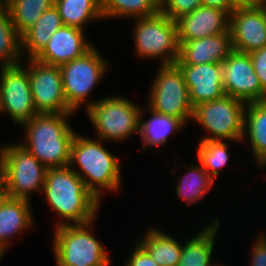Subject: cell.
Returning a JSON list of instances; mask_svg holds the SVG:
<instances>
[{"label":"cell","mask_w":266,"mask_h":266,"mask_svg":"<svg viewBox=\"0 0 266 266\" xmlns=\"http://www.w3.org/2000/svg\"><path fill=\"white\" fill-rule=\"evenodd\" d=\"M41 194L42 201L45 199L50 212L57 216L53 228L96 220L103 205L69 166L46 169Z\"/></svg>","instance_id":"1"},{"label":"cell","mask_w":266,"mask_h":266,"mask_svg":"<svg viewBox=\"0 0 266 266\" xmlns=\"http://www.w3.org/2000/svg\"><path fill=\"white\" fill-rule=\"evenodd\" d=\"M105 141L80 134L71 144L69 167L101 202L107 192L118 194L122 184V160L108 149Z\"/></svg>","instance_id":"2"},{"label":"cell","mask_w":266,"mask_h":266,"mask_svg":"<svg viewBox=\"0 0 266 266\" xmlns=\"http://www.w3.org/2000/svg\"><path fill=\"white\" fill-rule=\"evenodd\" d=\"M72 117L75 113H38L20 126L23 137L17 142L47 169L69 166L77 132L70 123Z\"/></svg>","instance_id":"3"},{"label":"cell","mask_w":266,"mask_h":266,"mask_svg":"<svg viewBox=\"0 0 266 266\" xmlns=\"http://www.w3.org/2000/svg\"><path fill=\"white\" fill-rule=\"evenodd\" d=\"M95 221L53 228L50 244L55 266H112L108 247L96 236Z\"/></svg>","instance_id":"4"},{"label":"cell","mask_w":266,"mask_h":266,"mask_svg":"<svg viewBox=\"0 0 266 266\" xmlns=\"http://www.w3.org/2000/svg\"><path fill=\"white\" fill-rule=\"evenodd\" d=\"M115 94V95H114ZM102 96L84 113L94 127L93 137L109 143L130 141L134 135L139 136L140 105L128 97L114 93Z\"/></svg>","instance_id":"5"},{"label":"cell","mask_w":266,"mask_h":266,"mask_svg":"<svg viewBox=\"0 0 266 266\" xmlns=\"http://www.w3.org/2000/svg\"><path fill=\"white\" fill-rule=\"evenodd\" d=\"M130 22L133 52L138 60H157L158 65L175 64L180 48L176 21L159 11Z\"/></svg>","instance_id":"6"},{"label":"cell","mask_w":266,"mask_h":266,"mask_svg":"<svg viewBox=\"0 0 266 266\" xmlns=\"http://www.w3.org/2000/svg\"><path fill=\"white\" fill-rule=\"evenodd\" d=\"M98 49L94 46L84 56L59 66L68 107L76 115L79 109L84 108L86 112L98 100L91 99L90 95L111 69L112 62L109 64L108 58Z\"/></svg>","instance_id":"7"},{"label":"cell","mask_w":266,"mask_h":266,"mask_svg":"<svg viewBox=\"0 0 266 266\" xmlns=\"http://www.w3.org/2000/svg\"><path fill=\"white\" fill-rule=\"evenodd\" d=\"M0 162L6 196L32 201V195H41L47 168L16 140L0 143Z\"/></svg>","instance_id":"8"},{"label":"cell","mask_w":266,"mask_h":266,"mask_svg":"<svg viewBox=\"0 0 266 266\" xmlns=\"http://www.w3.org/2000/svg\"><path fill=\"white\" fill-rule=\"evenodd\" d=\"M148 88L147 107L152 111L176 117L187 127L192 122L194 108L183 73L176 64L158 65Z\"/></svg>","instance_id":"9"},{"label":"cell","mask_w":266,"mask_h":266,"mask_svg":"<svg viewBox=\"0 0 266 266\" xmlns=\"http://www.w3.org/2000/svg\"><path fill=\"white\" fill-rule=\"evenodd\" d=\"M245 107L246 103L229 95L196 106L192 123L205 131L199 141L242 142Z\"/></svg>","instance_id":"10"},{"label":"cell","mask_w":266,"mask_h":266,"mask_svg":"<svg viewBox=\"0 0 266 266\" xmlns=\"http://www.w3.org/2000/svg\"><path fill=\"white\" fill-rule=\"evenodd\" d=\"M4 114L17 128L38 114L23 63L0 67V116Z\"/></svg>","instance_id":"11"},{"label":"cell","mask_w":266,"mask_h":266,"mask_svg":"<svg viewBox=\"0 0 266 266\" xmlns=\"http://www.w3.org/2000/svg\"><path fill=\"white\" fill-rule=\"evenodd\" d=\"M22 63L29 73L32 98L38 113H74L64 95L59 66L44 64L36 59H23Z\"/></svg>","instance_id":"12"},{"label":"cell","mask_w":266,"mask_h":266,"mask_svg":"<svg viewBox=\"0 0 266 266\" xmlns=\"http://www.w3.org/2000/svg\"><path fill=\"white\" fill-rule=\"evenodd\" d=\"M223 88L226 95L244 103L266 101L249 53L233 50L221 63Z\"/></svg>","instance_id":"13"},{"label":"cell","mask_w":266,"mask_h":266,"mask_svg":"<svg viewBox=\"0 0 266 266\" xmlns=\"http://www.w3.org/2000/svg\"><path fill=\"white\" fill-rule=\"evenodd\" d=\"M229 32L235 51L250 54L266 47L265 6L236 8L229 15Z\"/></svg>","instance_id":"14"},{"label":"cell","mask_w":266,"mask_h":266,"mask_svg":"<svg viewBox=\"0 0 266 266\" xmlns=\"http://www.w3.org/2000/svg\"><path fill=\"white\" fill-rule=\"evenodd\" d=\"M33 202L26 199L11 198L4 195L0 199V259L13 246L17 236L36 229ZM36 222V223H35ZM15 238V239H14Z\"/></svg>","instance_id":"15"},{"label":"cell","mask_w":266,"mask_h":266,"mask_svg":"<svg viewBox=\"0 0 266 266\" xmlns=\"http://www.w3.org/2000/svg\"><path fill=\"white\" fill-rule=\"evenodd\" d=\"M86 31L74 26L63 25L51 35L48 44L35 59L44 64L61 66L84 56L96 45L94 41L92 44L89 37L86 36L88 35Z\"/></svg>","instance_id":"16"},{"label":"cell","mask_w":266,"mask_h":266,"mask_svg":"<svg viewBox=\"0 0 266 266\" xmlns=\"http://www.w3.org/2000/svg\"><path fill=\"white\" fill-rule=\"evenodd\" d=\"M213 217H210L209 222L203 223V226L200 225L202 228L197 229L198 231L191 230V235L187 231V237L185 235L182 254L177 266L221 265L214 259V251L216 252L217 250L215 247L219 241L218 238H220L217 236L220 234L223 223H221L222 218L215 217L214 215Z\"/></svg>","instance_id":"17"},{"label":"cell","mask_w":266,"mask_h":266,"mask_svg":"<svg viewBox=\"0 0 266 266\" xmlns=\"http://www.w3.org/2000/svg\"><path fill=\"white\" fill-rule=\"evenodd\" d=\"M189 89V99L196 106L224 97L221 63L177 65Z\"/></svg>","instance_id":"18"},{"label":"cell","mask_w":266,"mask_h":266,"mask_svg":"<svg viewBox=\"0 0 266 266\" xmlns=\"http://www.w3.org/2000/svg\"><path fill=\"white\" fill-rule=\"evenodd\" d=\"M229 13L218 8L199 6L176 20L179 43L229 31Z\"/></svg>","instance_id":"19"},{"label":"cell","mask_w":266,"mask_h":266,"mask_svg":"<svg viewBox=\"0 0 266 266\" xmlns=\"http://www.w3.org/2000/svg\"><path fill=\"white\" fill-rule=\"evenodd\" d=\"M179 44V58L175 62L176 65L222 63L233 51L229 31Z\"/></svg>","instance_id":"20"},{"label":"cell","mask_w":266,"mask_h":266,"mask_svg":"<svg viewBox=\"0 0 266 266\" xmlns=\"http://www.w3.org/2000/svg\"><path fill=\"white\" fill-rule=\"evenodd\" d=\"M146 115L149 116L147 119H145ZM185 128L187 126L180 119L156 113L144 106L140 112L139 141L141 145L139 151L148 152L162 146L165 147L169 145L171 135L176 136V133H182Z\"/></svg>","instance_id":"21"},{"label":"cell","mask_w":266,"mask_h":266,"mask_svg":"<svg viewBox=\"0 0 266 266\" xmlns=\"http://www.w3.org/2000/svg\"><path fill=\"white\" fill-rule=\"evenodd\" d=\"M149 226V227H148ZM136 242L159 264V266H177L182 254L184 236L167 232L158 226L148 225ZM163 229V230H162ZM169 233V234H168ZM177 235V236H176ZM177 237H181L180 240Z\"/></svg>","instance_id":"22"},{"label":"cell","mask_w":266,"mask_h":266,"mask_svg":"<svg viewBox=\"0 0 266 266\" xmlns=\"http://www.w3.org/2000/svg\"><path fill=\"white\" fill-rule=\"evenodd\" d=\"M250 143L254 168L266 170V101L246 103L244 111L243 146Z\"/></svg>","instance_id":"23"},{"label":"cell","mask_w":266,"mask_h":266,"mask_svg":"<svg viewBox=\"0 0 266 266\" xmlns=\"http://www.w3.org/2000/svg\"><path fill=\"white\" fill-rule=\"evenodd\" d=\"M179 162L180 164L182 163V167L180 164L176 165L174 163L175 167L170 169L173 175L176 174V170L181 171L182 168H184L185 172H183V175L177 174L175 195H177L179 200L183 201L182 204L185 202L186 205L194 206L197 202L200 203L199 201L207 195L209 196V192L214 188L216 182L199 162L198 164L191 163L190 165H187L185 162Z\"/></svg>","instance_id":"24"},{"label":"cell","mask_w":266,"mask_h":266,"mask_svg":"<svg viewBox=\"0 0 266 266\" xmlns=\"http://www.w3.org/2000/svg\"><path fill=\"white\" fill-rule=\"evenodd\" d=\"M63 25L55 5L47 9L37 22L21 36L23 59H35L46 47L51 35Z\"/></svg>","instance_id":"25"},{"label":"cell","mask_w":266,"mask_h":266,"mask_svg":"<svg viewBox=\"0 0 266 266\" xmlns=\"http://www.w3.org/2000/svg\"><path fill=\"white\" fill-rule=\"evenodd\" d=\"M63 24L85 30L89 24L105 21L100 0H55Z\"/></svg>","instance_id":"26"},{"label":"cell","mask_w":266,"mask_h":266,"mask_svg":"<svg viewBox=\"0 0 266 266\" xmlns=\"http://www.w3.org/2000/svg\"><path fill=\"white\" fill-rule=\"evenodd\" d=\"M105 21L136 19L155 15L160 11V0H100Z\"/></svg>","instance_id":"27"},{"label":"cell","mask_w":266,"mask_h":266,"mask_svg":"<svg viewBox=\"0 0 266 266\" xmlns=\"http://www.w3.org/2000/svg\"><path fill=\"white\" fill-rule=\"evenodd\" d=\"M54 3L55 0H2L20 36L30 29L47 9L53 7Z\"/></svg>","instance_id":"28"},{"label":"cell","mask_w":266,"mask_h":266,"mask_svg":"<svg viewBox=\"0 0 266 266\" xmlns=\"http://www.w3.org/2000/svg\"><path fill=\"white\" fill-rule=\"evenodd\" d=\"M241 144L238 141H198L196 149V160L207 173L217 181L218 176L222 173L221 170L230 162V143Z\"/></svg>","instance_id":"29"},{"label":"cell","mask_w":266,"mask_h":266,"mask_svg":"<svg viewBox=\"0 0 266 266\" xmlns=\"http://www.w3.org/2000/svg\"><path fill=\"white\" fill-rule=\"evenodd\" d=\"M21 36L14 27L8 9L0 4V67L22 63Z\"/></svg>","instance_id":"30"},{"label":"cell","mask_w":266,"mask_h":266,"mask_svg":"<svg viewBox=\"0 0 266 266\" xmlns=\"http://www.w3.org/2000/svg\"><path fill=\"white\" fill-rule=\"evenodd\" d=\"M199 6H202V0H160V11L174 21Z\"/></svg>","instance_id":"31"},{"label":"cell","mask_w":266,"mask_h":266,"mask_svg":"<svg viewBox=\"0 0 266 266\" xmlns=\"http://www.w3.org/2000/svg\"><path fill=\"white\" fill-rule=\"evenodd\" d=\"M130 254L123 261L122 266H159L153 258L135 241ZM125 262V263H124Z\"/></svg>","instance_id":"32"},{"label":"cell","mask_w":266,"mask_h":266,"mask_svg":"<svg viewBox=\"0 0 266 266\" xmlns=\"http://www.w3.org/2000/svg\"><path fill=\"white\" fill-rule=\"evenodd\" d=\"M249 248L248 260H250V264L248 266H266V239L259 232L256 238L252 240Z\"/></svg>","instance_id":"33"},{"label":"cell","mask_w":266,"mask_h":266,"mask_svg":"<svg viewBox=\"0 0 266 266\" xmlns=\"http://www.w3.org/2000/svg\"><path fill=\"white\" fill-rule=\"evenodd\" d=\"M254 71L260 79L262 89L266 92V47L250 53Z\"/></svg>","instance_id":"34"},{"label":"cell","mask_w":266,"mask_h":266,"mask_svg":"<svg viewBox=\"0 0 266 266\" xmlns=\"http://www.w3.org/2000/svg\"><path fill=\"white\" fill-rule=\"evenodd\" d=\"M202 5L218 8L231 14L236 8L243 7L237 0H202Z\"/></svg>","instance_id":"35"},{"label":"cell","mask_w":266,"mask_h":266,"mask_svg":"<svg viewBox=\"0 0 266 266\" xmlns=\"http://www.w3.org/2000/svg\"><path fill=\"white\" fill-rule=\"evenodd\" d=\"M243 7L263 6L266 0H237Z\"/></svg>","instance_id":"36"},{"label":"cell","mask_w":266,"mask_h":266,"mask_svg":"<svg viewBox=\"0 0 266 266\" xmlns=\"http://www.w3.org/2000/svg\"><path fill=\"white\" fill-rule=\"evenodd\" d=\"M5 195L4 193V173L0 162V199Z\"/></svg>","instance_id":"37"},{"label":"cell","mask_w":266,"mask_h":266,"mask_svg":"<svg viewBox=\"0 0 266 266\" xmlns=\"http://www.w3.org/2000/svg\"><path fill=\"white\" fill-rule=\"evenodd\" d=\"M259 232H261L259 234L266 239V231L260 230Z\"/></svg>","instance_id":"38"}]
</instances>
